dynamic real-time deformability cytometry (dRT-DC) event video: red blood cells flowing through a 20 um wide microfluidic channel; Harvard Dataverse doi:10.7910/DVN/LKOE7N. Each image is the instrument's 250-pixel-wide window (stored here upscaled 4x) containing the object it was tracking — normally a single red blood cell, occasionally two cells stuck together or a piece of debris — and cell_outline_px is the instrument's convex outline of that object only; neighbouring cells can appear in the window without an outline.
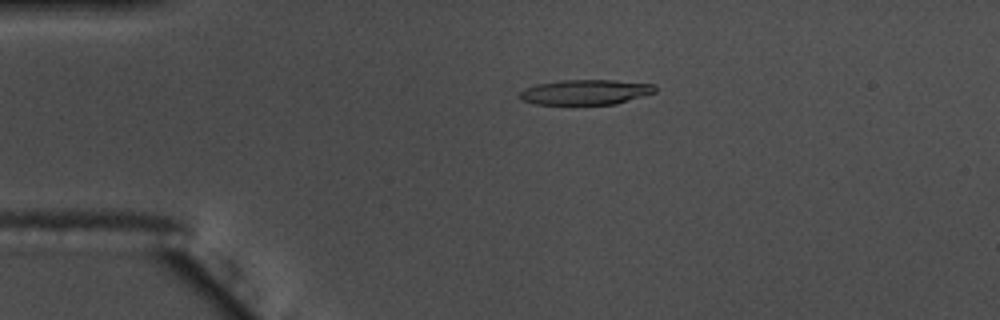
{"species": "common noctule bat (a hibernating species)", "species_latin": "Nyctalus noctula", "temperature_condition": "warm", "stored_images_in_passage": 52, "camera_frame_rate_fps": 3000, "um_per_image_px": 0.085, "animal": {"sex": "male", "body_mass_g": 17.5, "forearm_length_mm": 52.3}, "frame": {"image": 1, "passage_image": 9, "time_ms": 2.667, "image_size_px": [1000, 320], "cell_outline_px": [[656, 92], [616, 104], [536, 104], [520, 100], [516, 96], [524, 88], [536, 84], [560, 80], [612, 80], [656, 84]], "centroid_in_image_um": [49.74, 7.83], "position_along_channel_um": 35.3, "area_um2": 19.94}}
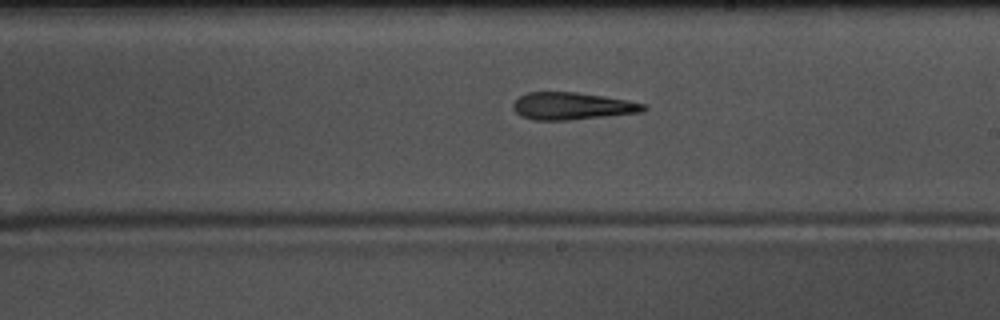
{"frame": {"image": 2, "passage_image": 29, "time_ms": 9.333, "image_size_px": [1000, 320], "cell_outline_px": [[648, 108], [644, 112], [568, 120], [532, 120], [520, 116], [512, 108], [512, 104], [520, 96], [528, 92], [576, 92], [604, 96], [628, 100], [644, 104]], "centroid_in_image_um": [48.63, 9.02], "position_along_channel_um": 240.4, "area_um2": 20.81}}
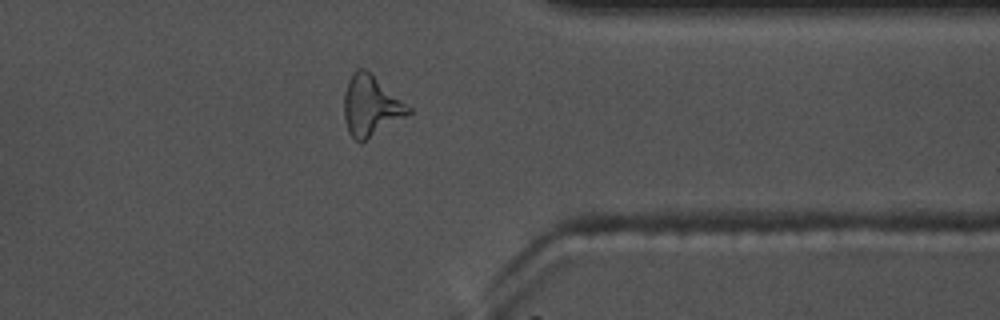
{"frame": {"image": 3, "passage_image": 41, "time_ms": 13.333, "image_size_px": [1000, 320], "cell_outline_px": [[412, 112], [360, 144], [348, 132], [344, 120], [344, 96], [348, 80], [356, 68], [364, 68], [412, 108]], "centroid_in_image_um": [31.5, 9.02], "position_along_channel_um": 379.9, "area_um2": 22.43}, "authors_computed_cell_mechanics": {"area_um2": 20.7791, "velocity_mm_per_s": 3.679, "shape_relaxation_time_tau1_ms": 5.6074, "shape_relaxation_time_tau2_ms": 3.3918, "deformation_change_tau1": 0.245, "deformation_change_tau2": 0.1804}}